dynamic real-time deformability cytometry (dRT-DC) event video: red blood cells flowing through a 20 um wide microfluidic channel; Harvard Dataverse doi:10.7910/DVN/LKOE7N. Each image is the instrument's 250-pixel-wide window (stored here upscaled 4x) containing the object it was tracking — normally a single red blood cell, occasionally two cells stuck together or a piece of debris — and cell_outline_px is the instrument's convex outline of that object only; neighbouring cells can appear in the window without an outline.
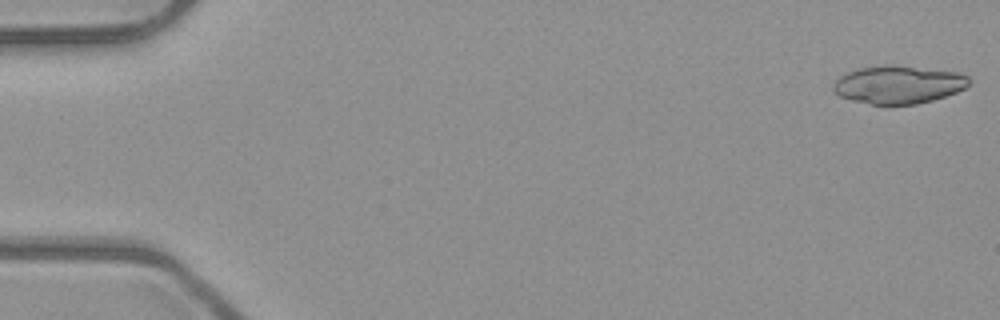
{"species": "common noctule bat (a hibernating species)", "species_latin": "Nyctalus noctula", "temperature_condition": "room temperature", "stored_images_in_passage": 11, "camera_frame_rate_fps": 3000, "um_per_image_px": 0.085, "animal": {"sex": "male", "body_mass_g": 23.1, "forearm_length_mm": 52.7}, "frame": {"image": 1, "passage_image": 1, "time_ms": 0.0, "image_size_px": [1000, 320], "cell_outline_px": [[972, 80], [964, 88], [956, 92], [932, 100], [916, 104], [872, 104], [852, 100], [840, 96], [832, 92], [832, 84], [840, 76], [856, 68], [888, 64], [892, 64], [956, 72], [968, 76]], "centroid_in_image_um": [76.33, 7.18], "position_along_channel_um": 8.7, "area_um2": 30.06}}